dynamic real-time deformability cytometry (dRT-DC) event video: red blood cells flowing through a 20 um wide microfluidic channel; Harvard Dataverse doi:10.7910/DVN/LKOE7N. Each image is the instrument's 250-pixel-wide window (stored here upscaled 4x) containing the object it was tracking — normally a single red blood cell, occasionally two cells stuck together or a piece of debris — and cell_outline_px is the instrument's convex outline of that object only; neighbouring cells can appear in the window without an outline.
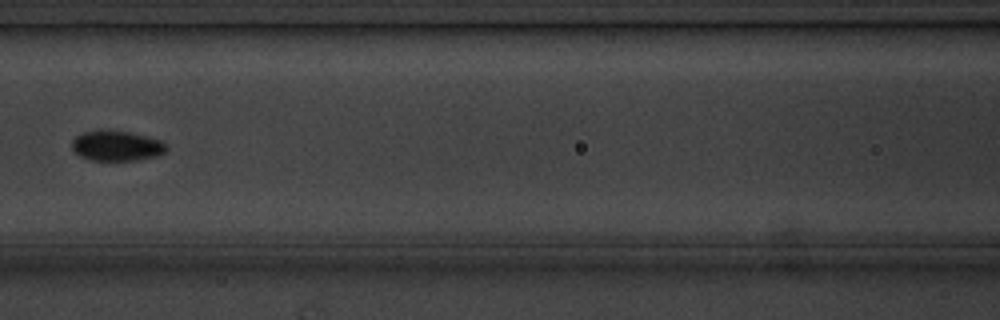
{"species": "common noctule bat (a hibernating species)", "species_latin": "Nyctalus noctula", "temperature_condition": "cold", "stored_images_in_passage": 6, "camera_frame_rate_fps": 3000, "um_per_image_px": 0.085, "animal": {"sex": "male", "body_mass_g": 20.1, "forearm_length_mm": 53.5}, "frame": {"image": 1, "passage_image": 6, "time_ms": 6.0, "image_size_px": [1000, 320], "cell_outline_px": [[168, 148], [164, 152], [156, 156], [136, 160], [92, 160], [80, 156], [72, 148], [72, 140], [76, 136], [84, 132], [100, 128], [104, 128], [128, 132], [160, 140]], "centroid_in_image_um": [9.87, 12.37], "position_along_channel_um": 156.7, "area_um2": 16.65}}